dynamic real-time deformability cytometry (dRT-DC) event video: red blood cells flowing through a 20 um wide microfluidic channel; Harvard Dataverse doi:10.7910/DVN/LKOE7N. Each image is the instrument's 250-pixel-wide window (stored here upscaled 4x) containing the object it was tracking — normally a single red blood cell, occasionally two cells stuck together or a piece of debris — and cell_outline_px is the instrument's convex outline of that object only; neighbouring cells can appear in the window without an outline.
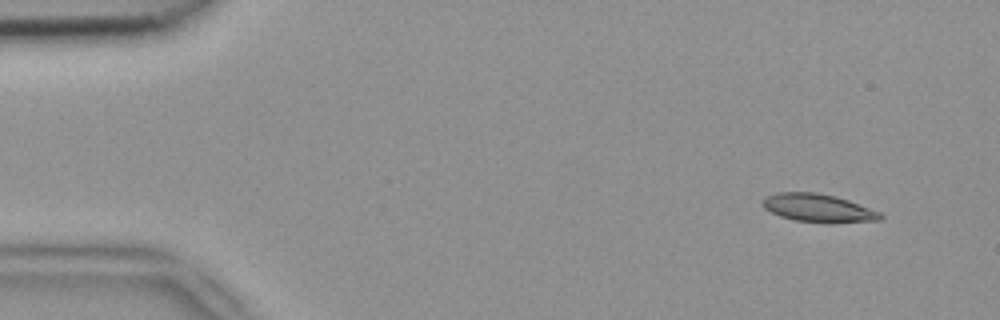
{"species": "common noctule bat (a hibernating species)", "species_latin": "Nyctalus noctula", "temperature_condition": "room temperature", "stored_images_in_passage": 48, "camera_frame_rate_fps": 3000, "um_per_image_px": 0.085, "animal": {"sex": "female", "body_mass_g": 18.4}, "frame": {"image": 1, "passage_image": 1, "time_ms": 0.0, "image_size_px": [1000, 320], "cell_outline_px": [[884, 216], [880, 220], [832, 224], [824, 224], [796, 220], [780, 216], [764, 208], [760, 204], [764, 196], [776, 192], [816, 192], [836, 196], [848, 200], [880, 212]], "centroid_in_image_um": [69.53, 17.69], "position_along_channel_um": 15.5, "area_um2": 19.71}}
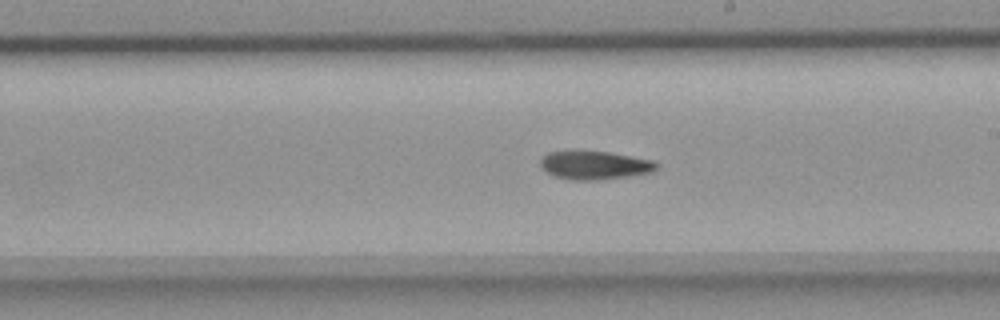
{"frame": {"image": 2, "passage_image": 26, "time_ms": 8.333, "image_size_px": [1000, 320], "cell_outline_px": [[660, 168], [652, 172], [628, 176], [596, 180], [572, 180], [556, 176], [548, 172], [540, 164], [540, 160], [548, 152], [568, 148], [576, 148], [608, 152], [652, 160], [660, 164]], "centroid_in_image_um": [50.53, 13.99], "position_along_channel_um": 238.5, "area_um2": 19.83}}
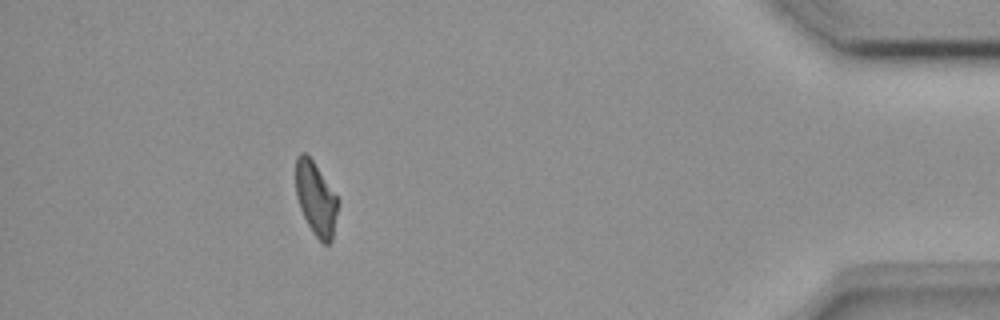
{"frame": {"image": 3, "passage_image": 43, "time_ms": 14.0, "image_size_px": [1000, 320], "cell_outline_px": [[340, 200], [332, 240], [328, 244], [324, 244], [312, 232], [300, 208], [296, 196], [296, 156], [300, 152], [304, 152], [312, 160]], "centroid_in_image_um": [26.86, 16.9], "position_along_channel_um": 408.3, "area_um2": 18.03}, "authors_computed_cell_mechanics": {"area_um2": 19.4786, "velocity_mm_per_s": 3.948, "shape_relaxation_time_tau1_ms": 11.2909, "shape_relaxation_time_tau2_ms": 10.1762, "deformation_change_tau1": 0.2235, "deformation_change_tau2": 0.1953}}